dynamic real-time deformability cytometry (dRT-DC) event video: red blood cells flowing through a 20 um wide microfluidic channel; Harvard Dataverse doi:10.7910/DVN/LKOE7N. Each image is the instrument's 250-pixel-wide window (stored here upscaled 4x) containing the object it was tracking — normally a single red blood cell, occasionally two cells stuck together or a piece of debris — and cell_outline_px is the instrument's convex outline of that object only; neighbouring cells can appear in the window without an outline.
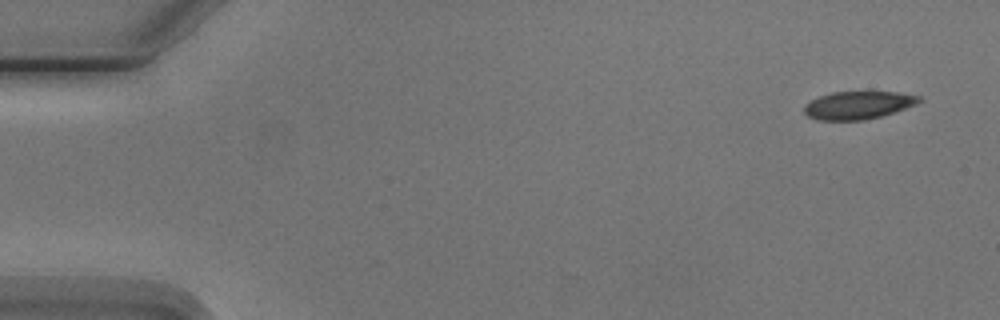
{"species": "Egyptian fruit bat (a non-hibernating species)", "species_latin": "Rousettus aegyptiacus", "temperature_condition": "cold", "stored_images_in_passage": 6, "camera_frame_rate_fps": 3000, "um_per_image_px": 0.085, "animal": {"sex": "male"}, "frame": {"image": 1, "passage_image": 1, "time_ms": 0.0, "image_size_px": [1000, 320], "cell_outline_px": [[924, 100], [916, 104], [880, 116], [864, 120], [816, 120], [808, 116], [804, 112], [804, 104], [820, 96], [832, 92], [900, 92], [920, 96]], "centroid_in_image_um": [72.93, 8.93], "position_along_channel_um": 12.1, "area_um2": 18.55}}